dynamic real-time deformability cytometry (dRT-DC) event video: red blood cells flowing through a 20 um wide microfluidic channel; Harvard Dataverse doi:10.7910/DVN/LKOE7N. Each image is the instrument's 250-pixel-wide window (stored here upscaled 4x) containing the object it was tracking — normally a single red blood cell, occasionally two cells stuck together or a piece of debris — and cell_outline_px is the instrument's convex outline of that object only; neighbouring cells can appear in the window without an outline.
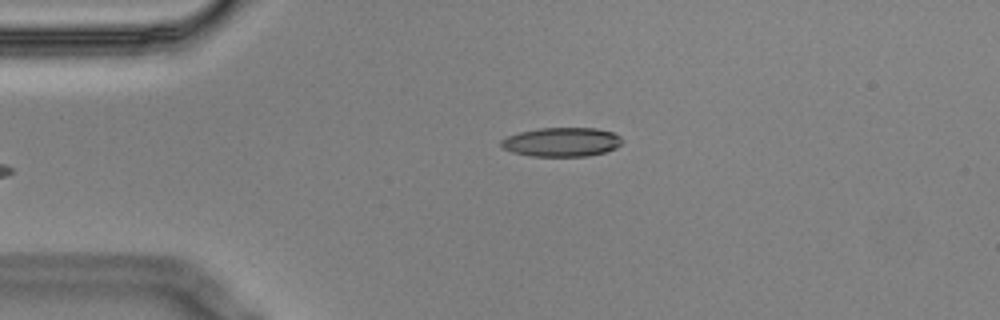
{"species": "Egyptian fruit bat (a non-hibernating species)", "species_latin": "Rousettus aegyptiacus", "temperature_condition": "cold", "stored_images_in_passage": 4, "camera_frame_rate_fps": 3000, "um_per_image_px": 0.085, "animal": {"sex": "male"}, "frame": {"image": 1, "passage_image": 4, "time_ms": 1.0, "image_size_px": [1000, 320], "cell_outline_px": [[624, 140], [616, 148], [604, 152], [588, 156], [532, 156], [512, 152], [504, 148], [500, 144], [500, 140], [504, 136], [520, 132], [540, 128], [596, 128], [612, 132], [620, 136]], "centroid_in_image_um": [47.73, 12.07], "position_along_channel_um": 37.3, "area_um2": 20.58}}